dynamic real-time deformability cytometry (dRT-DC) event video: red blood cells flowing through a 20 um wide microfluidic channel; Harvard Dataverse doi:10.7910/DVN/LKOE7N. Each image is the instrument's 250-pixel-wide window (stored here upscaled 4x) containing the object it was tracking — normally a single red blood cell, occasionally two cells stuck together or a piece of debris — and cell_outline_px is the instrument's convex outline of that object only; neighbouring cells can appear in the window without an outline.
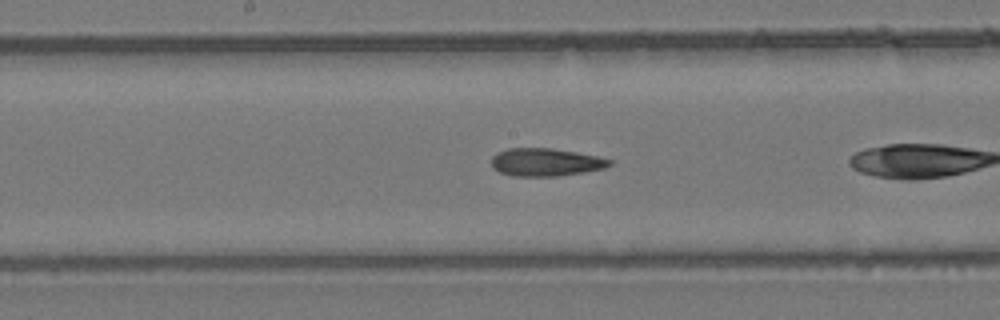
{"species": "common noctule bat (a hibernating species)", "species_latin": "Nyctalus noctula", "temperature_condition": "room temperature", "stored_images_in_passage": 25, "camera_frame_rate_fps": 3000, "um_per_image_px": 0.085, "animal": {"sex": "female", "body_mass_g": 24.6, "forearm_length_mm": 56.2}, "frame": {"image": 1, "passage_image": 11, "time_ms": 3.333, "image_size_px": [1000, 320], "cell_outline_px": [[612, 164], [604, 168], [584, 172], [556, 176], [512, 176], [500, 172], [492, 168], [492, 156], [496, 152], [508, 148], [552, 148], [576, 152], [596, 156], [612, 160]], "centroid_in_image_um": [46.35, 13.78], "position_along_channel_um": 201.9, "area_um2": 19.19}}